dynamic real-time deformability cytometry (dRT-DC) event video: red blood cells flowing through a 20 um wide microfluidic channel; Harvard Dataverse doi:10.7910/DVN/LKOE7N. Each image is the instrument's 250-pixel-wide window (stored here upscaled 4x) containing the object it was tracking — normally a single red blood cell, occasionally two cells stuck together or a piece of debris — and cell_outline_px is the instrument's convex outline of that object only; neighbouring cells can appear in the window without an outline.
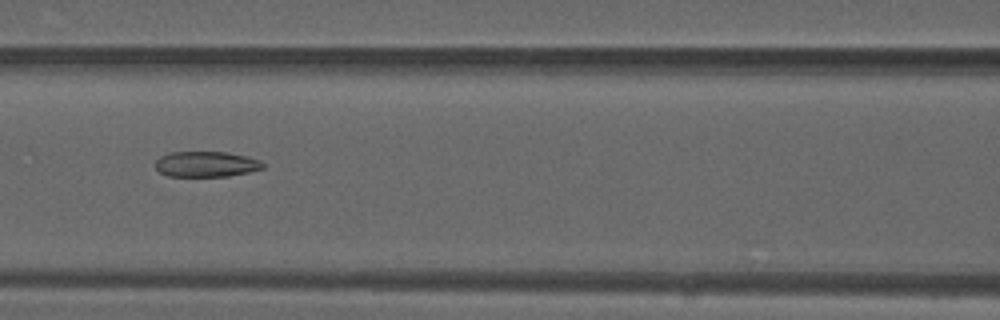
{"species": "common noctule bat (a hibernating species)", "species_latin": "Nyctalus noctula", "temperature_condition": "warm", "stored_images_in_passage": 37, "camera_frame_rate_fps": 3000, "um_per_image_px": 0.085, "animal": {"sex": "male", "forearm_length_mm": 52.5}, "frame": {"image": 1, "passage_image": 12, "time_ms": 3.667, "image_size_px": [1000, 320], "cell_outline_px": [[264, 168], [248, 172], [228, 176], [168, 176], [160, 172], [156, 168], [156, 160], [160, 156], [168, 152], [228, 152], [260, 160], [264, 164]], "centroid_in_image_um": [17.51, 13.95], "position_along_channel_um": 149.1, "area_um2": 15.95}}
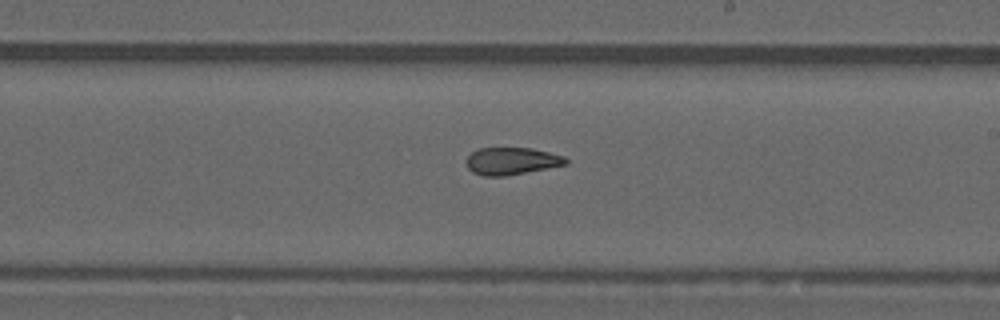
{"frame": {"image": 2, "passage_image": 19, "time_ms": 6.0, "image_size_px": [1000, 320], "cell_outline_px": [[568, 164], [504, 176], [484, 176], [472, 172], [468, 168], [468, 156], [472, 152], [480, 148], [532, 148], [564, 156], [568, 160]], "centroid_in_image_um": [43.5, 13.69], "position_along_channel_um": 245.5, "area_um2": 15.61}}
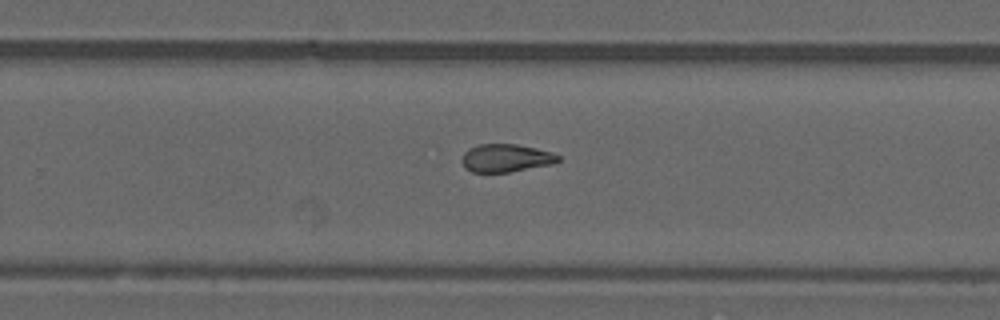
{"frame": {"image": 3, "passage_image": 22, "time_ms": 7.0, "image_size_px": [1000, 320], "cell_outline_px": [[560, 160], [552, 164], [508, 172], [472, 172], [464, 168], [460, 160], [464, 152], [468, 148], [480, 144], [516, 144], [536, 148], [552, 152], [560, 156]], "centroid_in_image_um": [42.97, 13.43], "position_along_channel_um": 286.8, "area_um2": 15.78}, "authors_computed_cell_mechanics": {"area_um2": 16.5308, "velocity_mm_per_s": 4.1496, "shape_relaxation_time_tau1_ms": null, "shape_relaxation_time_tau2_ms": 3.0244, "deformation_change_tau1": null, "deformation_change_tau2": 0.1178}}